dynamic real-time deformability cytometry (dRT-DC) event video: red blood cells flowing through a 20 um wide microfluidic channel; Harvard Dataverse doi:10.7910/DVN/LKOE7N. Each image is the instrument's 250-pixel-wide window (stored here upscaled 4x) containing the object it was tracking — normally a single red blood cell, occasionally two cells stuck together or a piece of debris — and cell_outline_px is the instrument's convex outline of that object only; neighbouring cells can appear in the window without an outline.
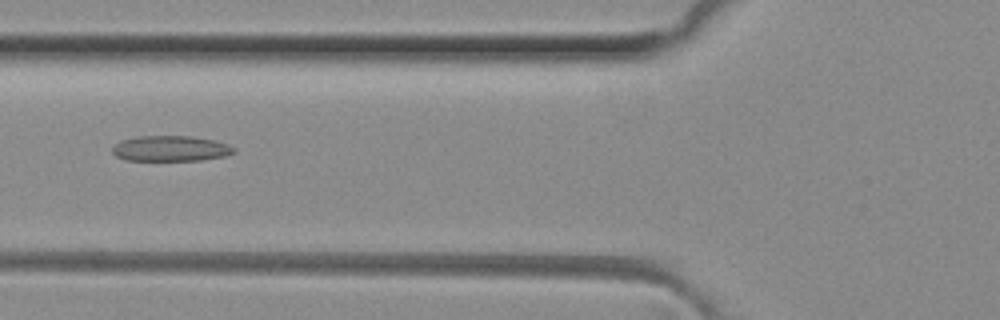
{"species": "common noctule bat (a hibernating species)", "species_latin": "Nyctalus noctula", "temperature_condition": "room temperature", "stored_images_in_passage": 47, "camera_frame_rate_fps": 3000, "um_per_image_px": 0.085, "animal": {"sex": "female", "body_mass_g": 29.2, "forearm_length_mm": 56.3}, "frame": {"image": 1, "passage_image": 18, "time_ms": 5.667, "image_size_px": [1000, 320], "cell_outline_px": [[236, 152], [228, 156], [200, 160], [124, 160], [116, 156], [112, 152], [112, 144], [120, 140], [136, 136], [192, 136], [216, 140], [228, 144], [236, 148]], "centroid_in_image_um": [14.51, 12.62], "position_along_channel_um": 111.3, "area_um2": 18.44}}
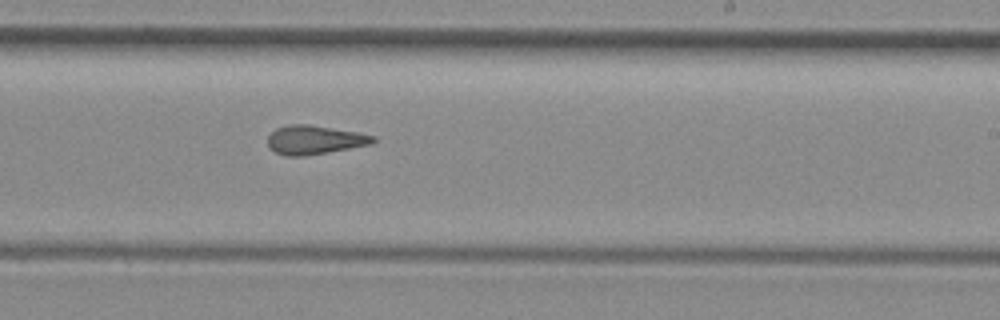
{"frame": {"image": 2, "passage_image": 29, "time_ms": 9.333, "image_size_px": [1000, 320], "cell_outline_px": [[376, 140], [372, 144], [304, 156], [284, 156], [268, 148], [268, 136], [276, 128], [288, 124], [312, 124], [356, 132], [376, 136]], "centroid_in_image_um": [26.71, 11.88], "position_along_channel_um": 262.3, "area_um2": 17.8}}
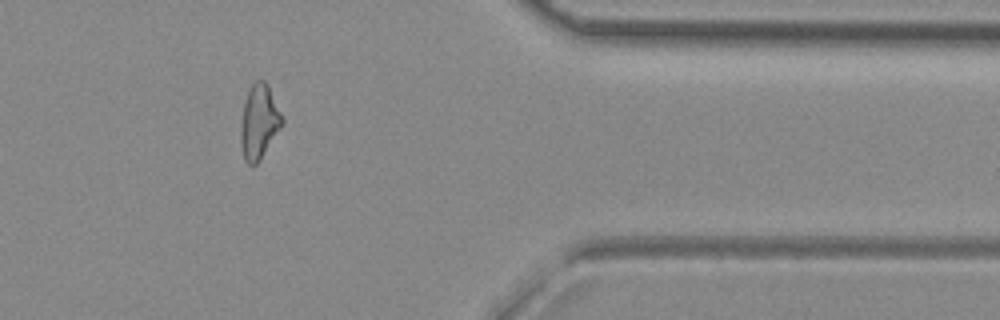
{"frame": {"image": 3, "passage_image": 40, "time_ms": 13.0, "image_size_px": [1000, 320], "cell_outline_px": [[284, 124], [260, 160], [256, 164], [248, 164], [244, 160], [240, 144], [240, 124], [244, 104], [248, 92], [252, 84], [256, 80], [264, 80], [268, 84], [284, 120]], "centroid_in_image_um": [22.02, 10.38], "position_along_channel_um": 389.4, "area_um2": 18.03}}